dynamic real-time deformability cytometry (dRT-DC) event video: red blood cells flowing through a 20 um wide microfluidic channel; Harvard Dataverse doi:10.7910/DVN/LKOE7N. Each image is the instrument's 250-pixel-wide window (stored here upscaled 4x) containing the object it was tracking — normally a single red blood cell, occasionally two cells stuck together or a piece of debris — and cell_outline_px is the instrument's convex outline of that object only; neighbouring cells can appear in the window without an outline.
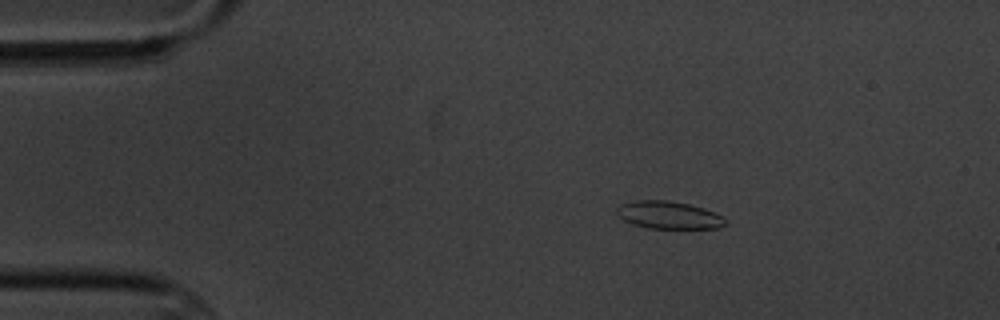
{"species": "common noctule bat (a hibernating species)", "species_latin": "Nyctalus noctula", "temperature_condition": "cold", "stored_images_in_passage": 6, "segment_of_instrument_passage": [1, 2], "camera_frame_rate_fps": 3000, "um_per_image_px": 0.085, "animal": {"sex": "male", "body_mass_g": 20.1, "forearm_length_mm": 53.5}, "frame": {"image": 1, "passage_image": 3, "time_ms": 2.333, "image_size_px": [1000, 320], "cell_outline_px": [[728, 220], [720, 228], [648, 228], [632, 224], [616, 216], [616, 208], [620, 204], [636, 200], [668, 200], [688, 204], [704, 208], [724, 216]], "centroid_in_image_um": [56.82, 18.27], "position_along_channel_um": 28.2, "area_um2": 17.63}}